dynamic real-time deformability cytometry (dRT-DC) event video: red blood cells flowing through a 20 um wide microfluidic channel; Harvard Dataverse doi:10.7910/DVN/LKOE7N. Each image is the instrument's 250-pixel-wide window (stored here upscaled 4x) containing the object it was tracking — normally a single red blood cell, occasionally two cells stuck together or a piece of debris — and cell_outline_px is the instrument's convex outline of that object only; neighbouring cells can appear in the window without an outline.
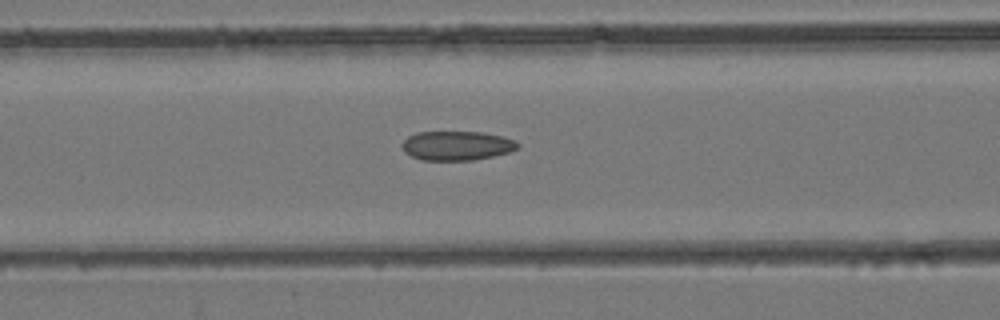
{"species": "common noctule bat (a hibernating species)", "species_latin": "Nyctalus noctula", "temperature_condition": "room temperature", "stored_images_in_passage": 26, "camera_frame_rate_fps": 3000, "um_per_image_px": 0.085, "animal": {"sex": "female", "body_mass_g": 24.6, "forearm_length_mm": 56.2}, "frame": {"image": 1, "passage_image": 9, "time_ms": 2.667, "image_size_px": [1000, 320], "cell_outline_px": [[520, 148], [508, 152], [492, 156], [472, 160], [420, 160], [404, 152], [400, 144], [408, 136], [416, 132], [484, 132], [516, 140], [520, 144]], "centroid_in_image_um": [38.82, 12.38], "position_along_channel_um": 127.8, "area_um2": 19.83}}
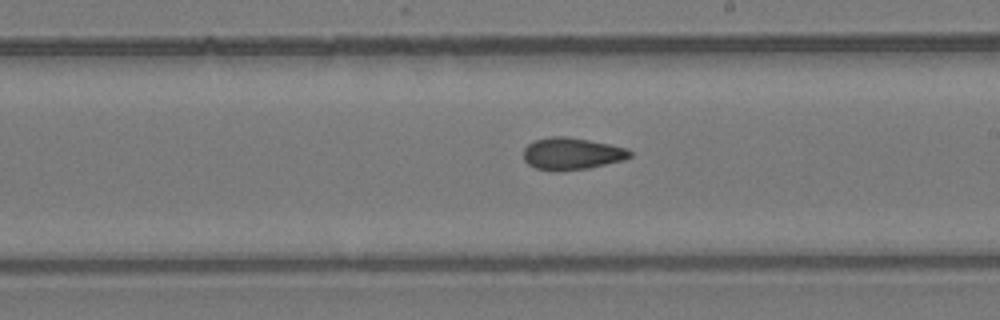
{"frame": {"image": 2, "passage_image": 16, "time_ms": 5.0, "image_size_px": [1000, 320], "cell_outline_px": [[632, 156], [624, 160], [588, 168], [552, 172], [536, 168], [528, 164], [524, 160], [524, 148], [528, 144], [536, 140], [552, 136], [568, 136], [628, 148], [632, 152]], "centroid_in_image_um": [48.6, 13.07], "position_along_channel_um": 240.4, "area_um2": 19.94}}
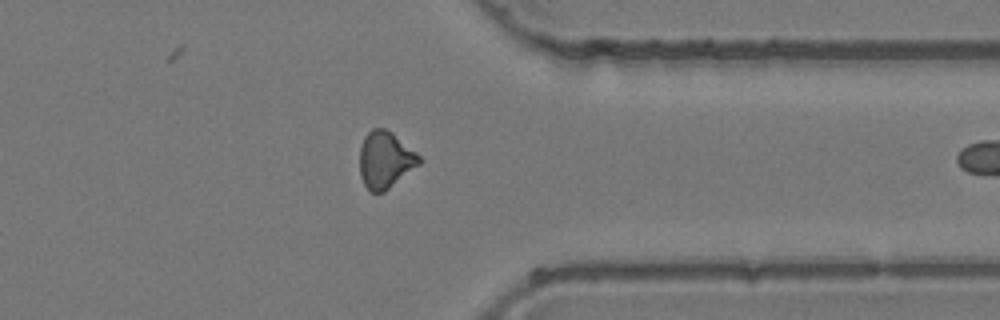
{"frame": {"image": 3, "passage_image": 25, "time_ms": 8.0, "image_size_px": [1000, 320], "cell_outline_px": [[420, 164], [384, 192], [372, 192], [364, 184], [360, 176], [360, 148], [364, 136], [372, 128], [384, 128], [392, 132], [416, 152], [420, 156]], "centroid_in_image_um": [32.74, 13.57], "position_along_channel_um": 378.7, "area_um2": 19.59}}